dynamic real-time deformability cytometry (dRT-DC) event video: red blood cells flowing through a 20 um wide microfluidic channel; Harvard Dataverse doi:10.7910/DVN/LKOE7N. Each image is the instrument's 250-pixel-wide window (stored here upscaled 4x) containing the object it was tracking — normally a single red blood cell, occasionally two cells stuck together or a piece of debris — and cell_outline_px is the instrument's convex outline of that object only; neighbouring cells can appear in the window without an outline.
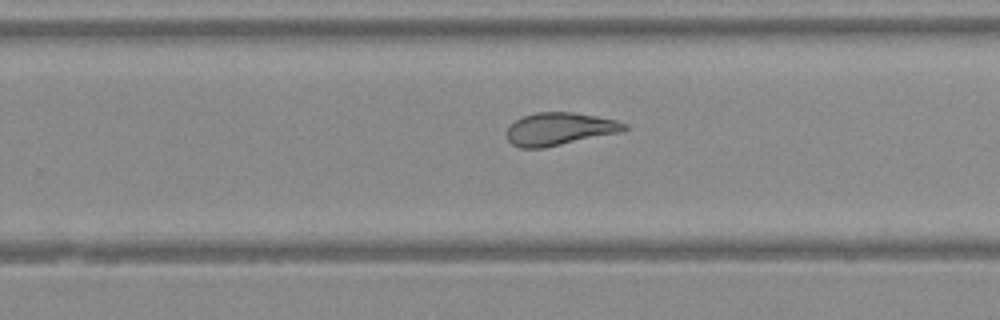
{"species": "Egyptian fruit bat (a non-hibernating species)", "species_latin": "Rousettus aegyptiacus", "temperature_condition": "warm", "stored_images_in_passage": 27, "camera_frame_rate_fps": 3000, "um_per_image_px": 0.085, "animal": {"sex": "female"}, "frame": {"image": 1, "passage_image": 20, "time_ms": 6.333, "image_size_px": [1000, 320], "cell_outline_px": [[628, 128], [624, 132], [544, 148], [520, 148], [512, 144], [508, 140], [508, 124], [524, 116], [536, 112], [572, 112], [596, 116], [616, 120], [628, 124]], "centroid_in_image_um": [47.6, 10.97], "position_along_channel_um": 282.2, "area_um2": 22.6}}
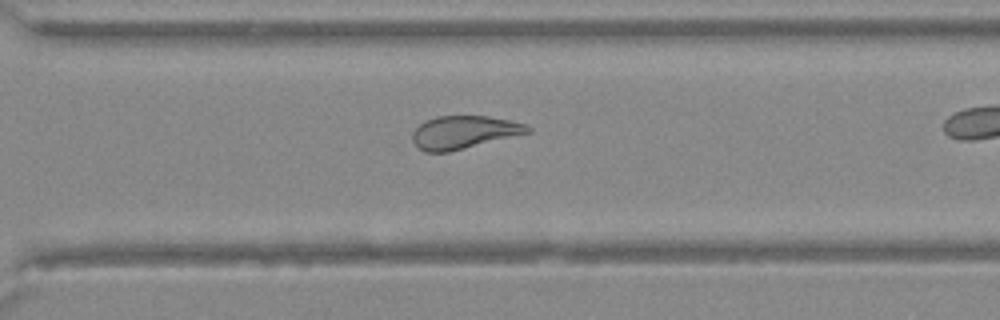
{"frame": {"image": 2, "passage_image": 23, "time_ms": 7.333, "image_size_px": [1000, 320], "cell_outline_px": [[532, 132], [448, 152], [424, 152], [412, 140], [412, 132], [424, 120], [436, 116], [488, 116], [508, 120], [524, 124], [532, 128]], "centroid_in_image_um": [39.42, 11.24], "position_along_channel_um": 331.2, "area_um2": 22.02}}